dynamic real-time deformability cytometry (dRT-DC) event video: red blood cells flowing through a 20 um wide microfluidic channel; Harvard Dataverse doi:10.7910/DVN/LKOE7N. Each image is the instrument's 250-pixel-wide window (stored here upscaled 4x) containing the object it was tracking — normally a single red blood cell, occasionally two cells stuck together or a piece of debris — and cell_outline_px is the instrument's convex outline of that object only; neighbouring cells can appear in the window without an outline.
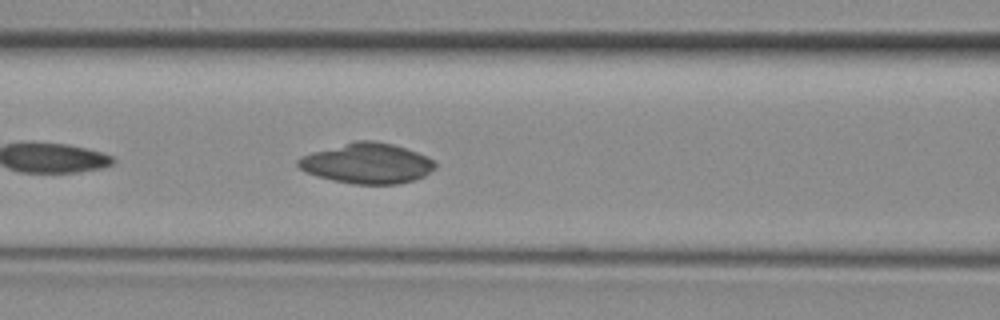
{"species": "common noctule bat (a hibernating species)", "species_latin": "Nyctalus noctula", "temperature_condition": "room temperature", "stored_images_in_passage": 22, "camera_frame_rate_fps": 3000, "um_per_image_px": 0.085, "animal": {"sex": "female", "body_mass_g": 29.2, "forearm_length_mm": 56.3}, "frame": {"image": 1, "passage_image": 9, "time_ms": 2.667, "image_size_px": [1000, 320], "cell_outline_px": [[436, 168], [424, 176], [412, 180], [396, 184], [352, 184], [332, 180], [316, 176], [300, 168], [296, 164], [296, 160], [300, 156], [312, 152], [356, 140], [372, 140], [392, 144], [428, 156], [436, 164]], "centroid_in_image_um": [31.18, 13.88], "position_along_channel_um": 135.4, "area_um2": 32.14}}
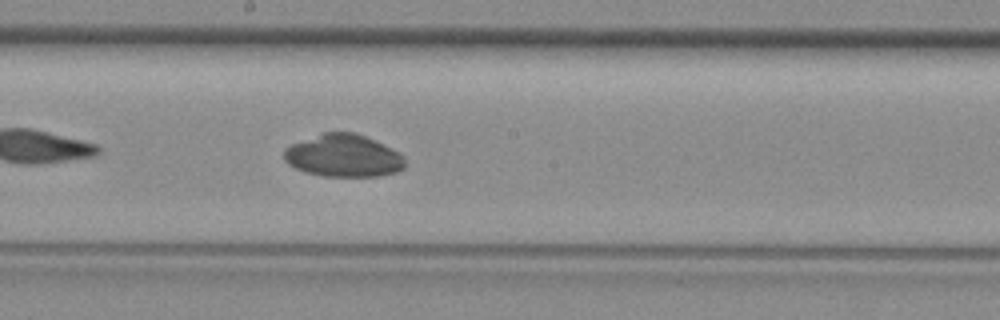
{"frame": {"image": 2, "passage_image": 15, "time_ms": 4.667, "image_size_px": [1000, 320], "cell_outline_px": [[404, 168], [396, 172], [380, 176], [324, 176], [304, 172], [288, 164], [284, 160], [284, 148], [292, 144], [324, 132], [352, 132], [364, 136], [400, 152], [404, 156]], "centroid_in_image_um": [29.18, 13.25], "position_along_channel_um": 219.0, "area_um2": 29.82}}
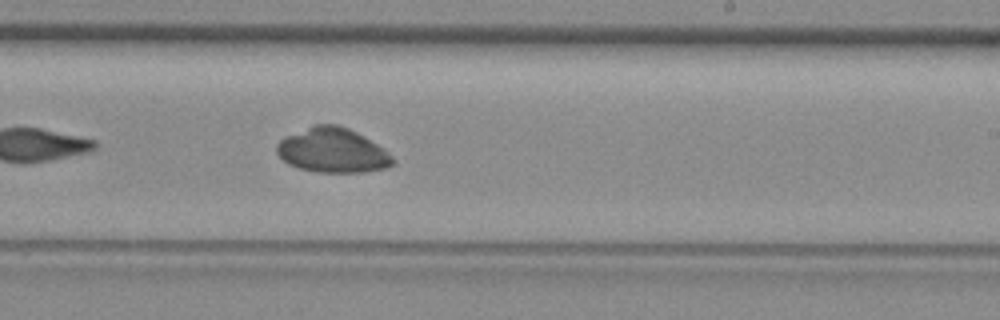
{"frame": {"image": 3, "passage_image": 18, "time_ms": 5.667, "image_size_px": [1000, 320], "cell_outline_px": [[396, 160], [392, 164], [384, 168], [364, 172], [320, 172], [300, 168], [288, 164], [276, 152], [276, 144], [280, 140], [312, 124], [336, 124], [348, 128], [364, 136], [376, 144], [392, 156]], "centroid_in_image_um": [28.25, 12.78], "position_along_channel_um": 260.7, "area_um2": 29.82}}